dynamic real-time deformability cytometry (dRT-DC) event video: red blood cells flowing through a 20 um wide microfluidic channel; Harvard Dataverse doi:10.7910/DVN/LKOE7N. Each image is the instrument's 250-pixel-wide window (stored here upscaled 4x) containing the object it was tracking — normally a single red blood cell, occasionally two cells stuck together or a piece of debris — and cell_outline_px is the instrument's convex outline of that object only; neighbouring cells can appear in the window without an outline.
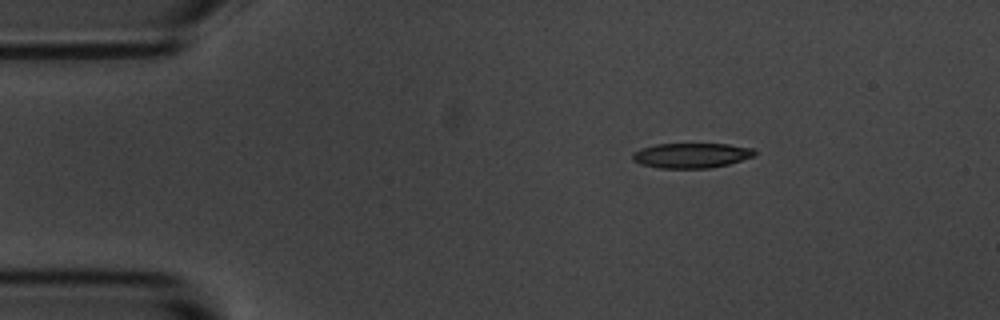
{"species": "common noctule bat (a hibernating species)", "species_latin": "Nyctalus noctula", "temperature_condition": "room temperature", "stored_images_in_passage": 4, "camera_frame_rate_fps": 3000, "um_per_image_px": 0.085, "animal": {"sex": "male", "body_mass_g": 20.1, "forearm_length_mm": 53.5}, "frame": {"image": 1, "passage_image": 2, "time_ms": 0.333, "image_size_px": [1000, 320], "cell_outline_px": [[756, 156], [728, 164], [708, 168], [656, 168], [640, 164], [632, 160], [632, 152], [640, 148], [656, 144], [728, 144], [752, 148], [756, 152]], "centroid_in_image_um": [58.73, 13.21], "position_along_channel_um": 26.3, "area_um2": 17.92}}